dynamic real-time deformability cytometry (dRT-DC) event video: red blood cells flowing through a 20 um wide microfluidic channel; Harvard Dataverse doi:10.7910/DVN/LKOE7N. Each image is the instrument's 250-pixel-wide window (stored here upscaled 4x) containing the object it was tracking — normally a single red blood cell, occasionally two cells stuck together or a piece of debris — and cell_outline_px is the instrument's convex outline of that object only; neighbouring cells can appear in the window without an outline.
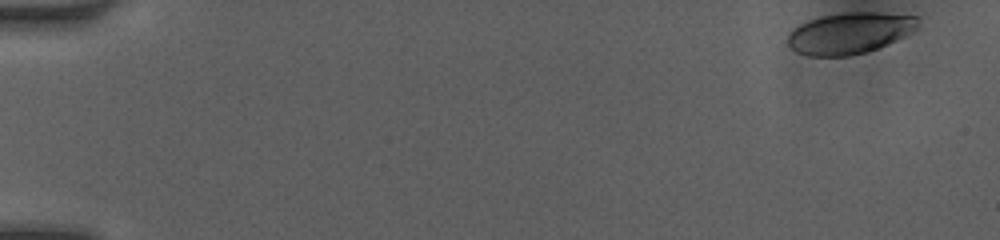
{"species": "human", "species_latin": "Homo sapiens", "temperature_condition": "room temperature", "stored_images_in_passage": 48, "camera_frame_rate_fps": 3000, "um_per_image_px": 0.085, "donor": {"sex": "female"}, "frame": {"image": 1, "passage_image": 1, "time_ms": 0.0, "image_size_px": [1000, 240], "cell_outline_px": [[920, 28], [888, 44], [868, 52], [848, 56], [808, 56], [796, 52], [788, 44], [788, 36], [800, 24], [808, 20], [820, 16], [848, 12], [876, 12], [920, 16]], "centroid_in_image_um": [72.29, 2.81], "position_along_channel_um": 12.7, "area_um2": 31.56}}
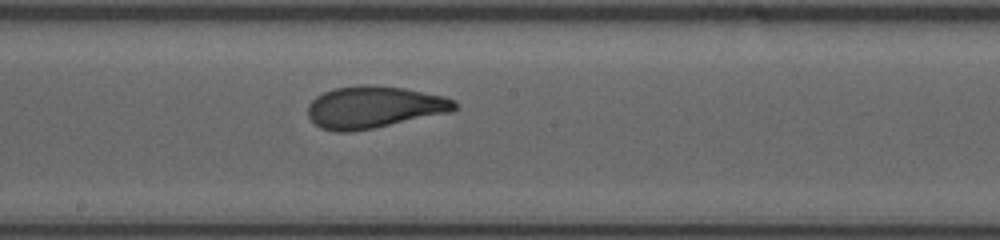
{"frame": {"image": 2, "passage_image": 27, "time_ms": 8.667, "image_size_px": [1000, 240], "cell_outline_px": [[456, 108], [452, 112], [352, 132], [336, 132], [320, 128], [308, 116], [308, 104], [316, 96], [324, 92], [336, 88], [364, 84], [404, 88], [444, 96], [456, 100]], "centroid_in_image_um": [31.79, 9.11], "position_along_channel_um": 216.4, "area_um2": 35.84}}
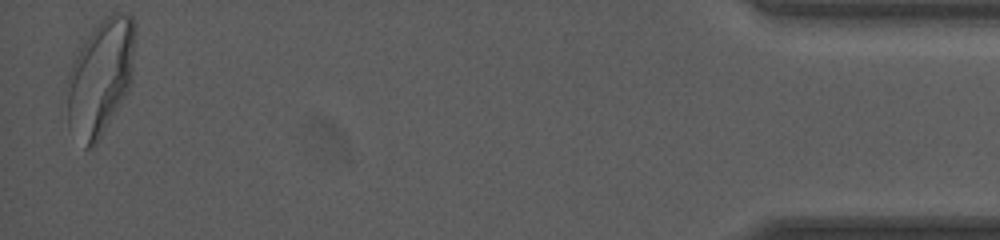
{"frame": {"image": 3, "passage_image": 48, "time_ms": 15.667, "image_size_px": [1000, 240], "cell_outline_px": [[132, 80], [128, 92], [96, 144], [92, 148], [84, 148], [68, 124], [68, 72], [80, 48], [92, 28], [104, 16], [116, 12], [128, 12], [132, 16]], "centroid_in_image_um": [8.52, 6.57], "position_along_channel_um": 426.7, "area_um2": 45.2}, "authors_computed_cell_mechanics": {"area_um2": 35.1135, "velocity_mm_per_s": 4.1474, "shape_relaxation_time_tau1_ms": 5.3558, "shape_relaxation_time_tau2_ms": 1.0075, "deformation_change_tau1": 0.2005, "deformation_change_tau2": 0.0802}}